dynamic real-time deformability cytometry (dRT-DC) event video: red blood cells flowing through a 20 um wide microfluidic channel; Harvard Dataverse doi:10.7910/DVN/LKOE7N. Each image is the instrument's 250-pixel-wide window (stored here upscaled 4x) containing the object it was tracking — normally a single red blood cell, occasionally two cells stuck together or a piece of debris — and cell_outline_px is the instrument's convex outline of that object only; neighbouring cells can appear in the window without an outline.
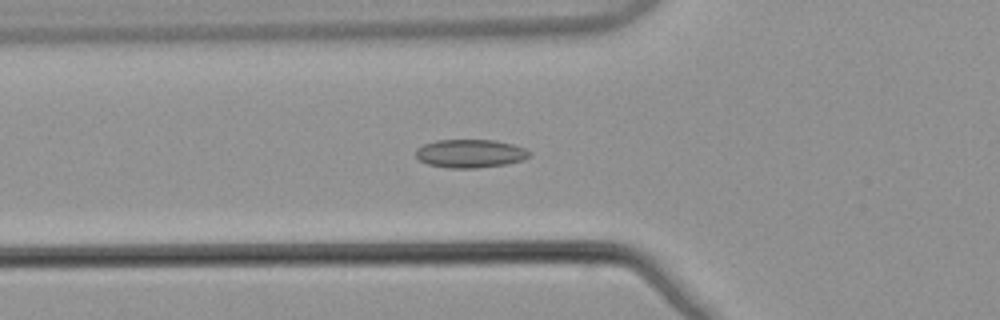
{"species": "common noctule bat (a hibernating species)", "species_latin": "Nyctalus noctula", "temperature_condition": "warm", "stored_images_in_passage": 38, "camera_frame_rate_fps": 3000, "um_per_image_px": 0.085, "animal": {"sex": "male", "body_mass_g": 21.5, "forearm_length_mm": 52.0}, "frame": {"image": 1, "passage_image": 9, "time_ms": 2.667, "image_size_px": [1000, 320], "cell_outline_px": [[528, 156], [520, 160], [504, 164], [476, 168], [448, 168], [428, 164], [420, 160], [416, 156], [416, 148], [424, 144], [436, 140], [492, 140], [512, 144], [524, 148], [528, 152]], "centroid_in_image_um": [39.9, 13.04], "position_along_channel_um": 85.9, "area_um2": 18.44}}
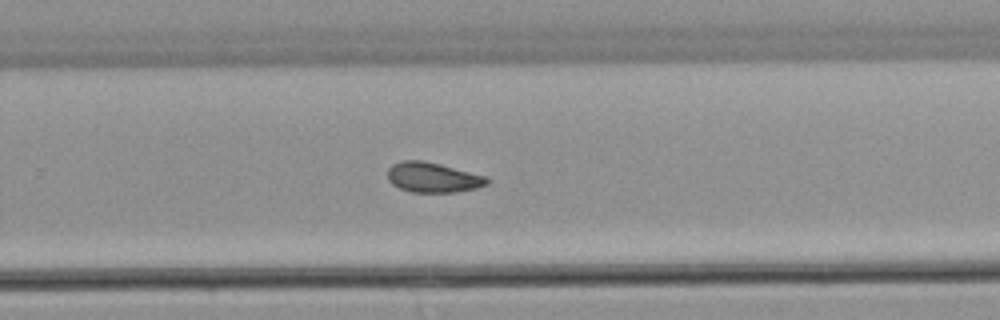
{"frame": {"image": 2, "passage_image": 25, "time_ms": 8.0, "image_size_px": [1000, 320], "cell_outline_px": [[488, 184], [476, 188], [452, 192], [412, 192], [400, 188], [392, 184], [388, 180], [388, 168], [392, 164], [400, 160], [424, 160], [440, 164], [484, 176], [488, 180]], "centroid_in_image_um": [36.74, 15.07], "position_along_channel_um": 293.1, "area_um2": 17.22}}
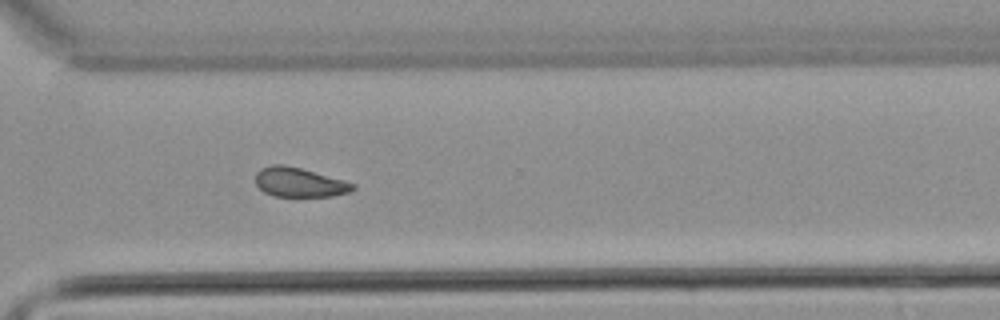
{"frame": {"image": 3, "passage_image": 29, "time_ms": 9.333, "image_size_px": [1000, 320], "cell_outline_px": [[356, 188], [348, 192], [332, 196], [272, 196], [264, 192], [256, 184], [256, 172], [260, 168], [272, 164], [284, 164], [300, 168], [356, 184]], "centroid_in_image_um": [25.41, 15.49], "position_along_channel_um": 345.2, "area_um2": 16.53}, "authors_computed_cell_mechanics": {"area_um2": 17.4556, "velocity_mm_per_s": 3.8806, "shape_relaxation_time_tau1_ms": null, "shape_relaxation_time_tau2_ms": 4.3844, "deformation_change_tau1": null, "deformation_change_tau2": 0.0855}}